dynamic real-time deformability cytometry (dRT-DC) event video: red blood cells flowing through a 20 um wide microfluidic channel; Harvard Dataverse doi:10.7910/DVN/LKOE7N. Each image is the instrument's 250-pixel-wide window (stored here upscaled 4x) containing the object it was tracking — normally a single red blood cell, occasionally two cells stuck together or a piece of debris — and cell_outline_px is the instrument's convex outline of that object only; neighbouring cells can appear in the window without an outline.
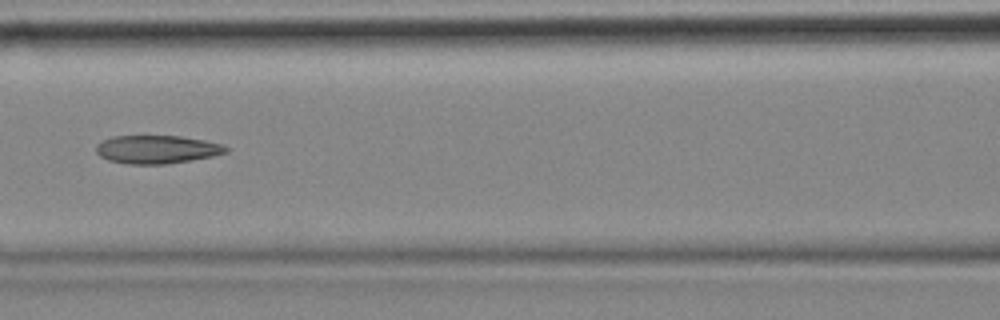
{"species": "common noctule bat (a hibernating species)", "species_latin": "Nyctalus noctula", "temperature_condition": "cold", "stored_images_in_passage": 9, "camera_frame_rate_fps": 3000, "um_per_image_px": 0.085, "animal": {"sex": "female", "body_mass_g": 18.4}, "frame": {"image": 1, "passage_image": 7, "time_ms": 2.0, "image_size_px": [1000, 320], "cell_outline_px": [[228, 152], [212, 156], [192, 160], [164, 164], [128, 164], [108, 160], [100, 156], [96, 152], [96, 144], [112, 136], [180, 136], [204, 140], [224, 144], [228, 148]], "centroid_in_image_um": [13.34, 12.7], "position_along_channel_um": 153.3, "area_um2": 21.39}}